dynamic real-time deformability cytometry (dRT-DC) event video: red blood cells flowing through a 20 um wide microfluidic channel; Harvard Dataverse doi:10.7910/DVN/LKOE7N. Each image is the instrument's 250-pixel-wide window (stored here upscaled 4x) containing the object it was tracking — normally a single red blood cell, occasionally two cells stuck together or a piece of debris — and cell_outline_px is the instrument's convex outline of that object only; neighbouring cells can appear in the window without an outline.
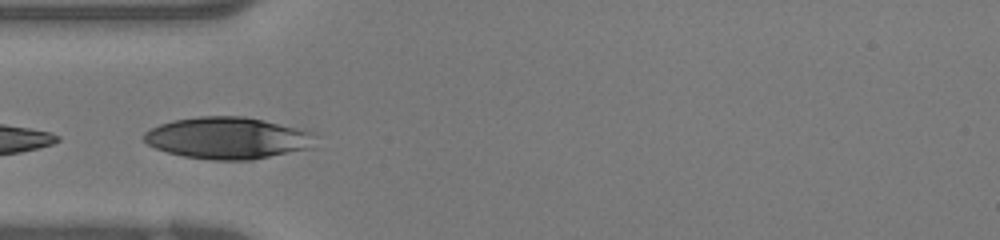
{"species": "human", "species_latin": "Homo sapiens", "temperature_condition": "warm", "stored_images_in_passage": 15, "camera_frame_rate_fps": 3000, "um_per_image_px": 0.085, "donor": {"sex": "female"}, "frame": {"image": 1, "passage_image": 8, "time_ms": 2.333, "image_size_px": [1000, 240], "cell_outline_px": [[312, 148], [252, 160], [212, 160], [184, 156], [168, 152], [156, 148], [148, 144], [144, 140], [144, 132], [160, 124], [172, 120], [200, 116], [244, 116], [304, 128], [312, 132]], "centroid_in_image_um": [19.37, 11.72], "position_along_channel_um": 65.6, "area_um2": 41.79}}
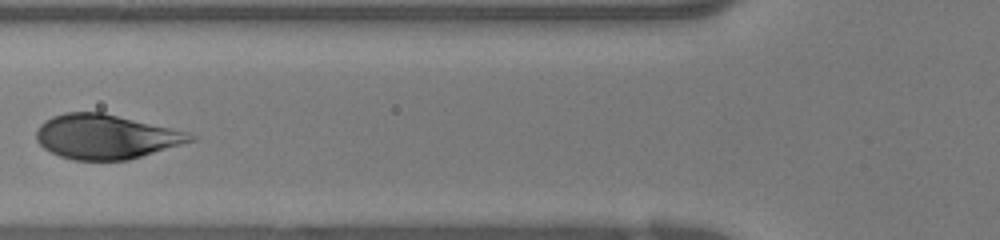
{"frame": {"image": 2, "passage_image": 11, "time_ms": 3.333, "image_size_px": [1000, 240], "cell_outline_px": [[200, 136], [196, 140], [128, 160], [72, 160], [60, 156], [44, 148], [36, 140], [36, 132], [40, 124], [44, 120], [52, 116], [64, 112], [104, 112], [192, 132]], "centroid_in_image_um": [9.05, 11.6], "position_along_channel_um": 116.8, "area_um2": 40.4}}
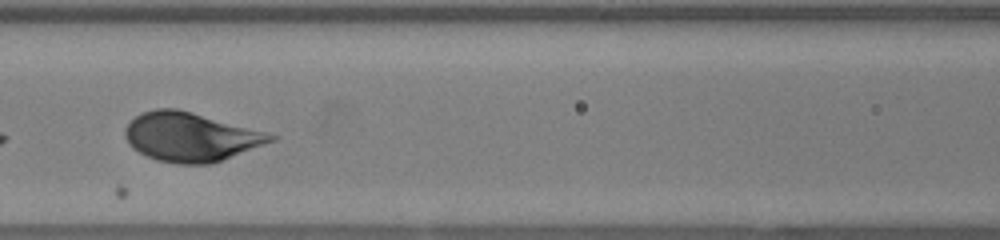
{"frame": {"image": 3, "passage_image": 13, "time_ms": 4.0, "image_size_px": [1000, 240], "cell_outline_px": [[280, 136], [276, 140], [224, 160], [212, 164], [176, 164], [156, 160], [132, 148], [128, 144], [124, 136], [124, 128], [140, 112], [156, 108], [176, 108], [192, 112]], "centroid_in_image_um": [16.19, 11.65], "position_along_channel_um": 150.4, "area_um2": 41.67}}